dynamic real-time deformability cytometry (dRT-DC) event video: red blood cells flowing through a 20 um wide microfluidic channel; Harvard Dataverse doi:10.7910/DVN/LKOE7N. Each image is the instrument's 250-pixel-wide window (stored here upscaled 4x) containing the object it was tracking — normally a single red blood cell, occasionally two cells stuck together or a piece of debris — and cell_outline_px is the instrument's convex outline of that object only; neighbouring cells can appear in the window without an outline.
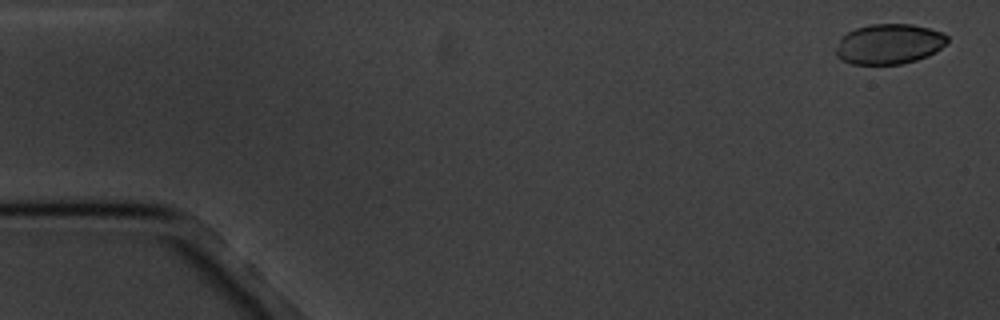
{"species": "common noctule bat (a hibernating species)", "species_latin": "Nyctalus noctula", "temperature_condition": "cold", "stored_images_in_passage": 5, "camera_frame_rate_fps": 3000, "um_per_image_px": 0.085, "animal": {"sex": "male", "body_mass_g": 20.1, "forearm_length_mm": 53.5}, "frame": {"image": 1, "passage_image": 1, "time_ms": 0.0, "image_size_px": [1000, 320], "cell_outline_px": [[948, 40], [936, 52], [928, 56], [916, 60], [900, 64], [852, 64], [836, 56], [836, 48], [840, 36], [856, 28], [872, 24], [912, 24], [944, 32], [948, 36]], "centroid_in_image_um": [75.57, 3.73], "position_along_channel_um": 9.4, "area_um2": 26.13}}